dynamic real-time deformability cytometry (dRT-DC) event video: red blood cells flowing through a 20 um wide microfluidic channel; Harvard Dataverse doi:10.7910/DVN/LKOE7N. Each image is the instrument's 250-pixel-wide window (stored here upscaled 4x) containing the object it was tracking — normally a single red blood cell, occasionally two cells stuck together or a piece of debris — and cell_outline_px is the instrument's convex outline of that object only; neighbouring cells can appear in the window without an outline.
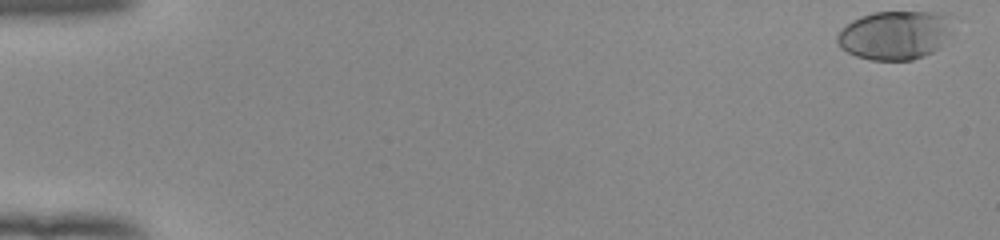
{"species": "human", "species_latin": "Homo sapiens", "temperature_condition": "room temperature", "stored_images_in_passage": 53, "camera_frame_rate_fps": 3000, "um_per_image_px": 0.085, "donor": {"sex": "female"}, "frame": {"image": 1, "passage_image": 1, "time_ms": 0.0, "image_size_px": [1000, 240], "cell_outline_px": [[948, 36], [932, 52], [924, 56], [912, 60], [868, 60], [856, 56], [840, 48], [836, 40], [836, 36], [840, 28], [852, 20], [860, 16], [872, 12], [928, 12], [944, 16]], "centroid_in_image_um": [75.89, 3.01], "position_along_channel_um": 9.1, "area_um2": 32.14}}
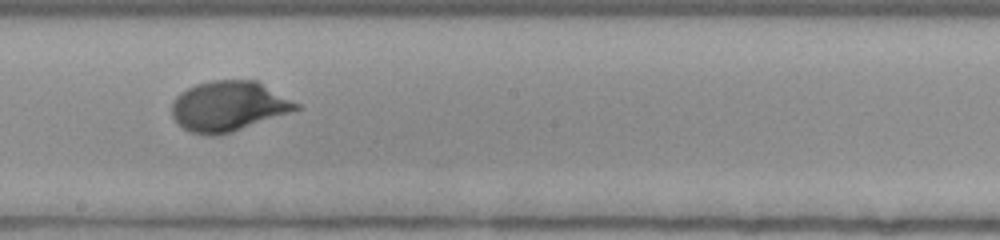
{"frame": {"image": 2, "passage_image": 31, "time_ms": 10.0, "image_size_px": [1000, 240], "cell_outline_px": [[300, 108], [232, 132], [216, 136], [208, 136], [192, 132], [184, 128], [172, 116], [172, 100], [180, 92], [196, 84], [212, 80], [256, 80], [300, 104]], "centroid_in_image_um": [19.39, 9.02], "position_along_channel_um": 228.8, "area_um2": 36.01}}
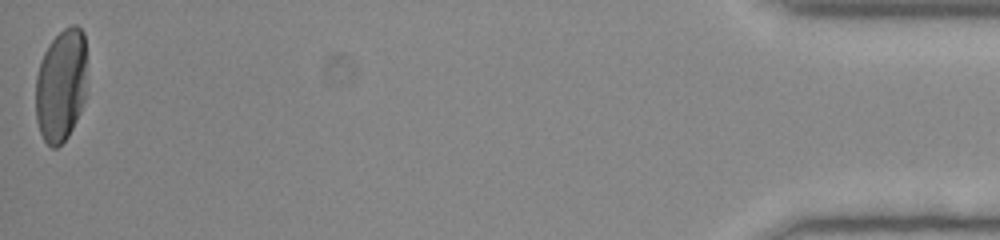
{"frame": {"image": 3, "passage_image": 53, "time_ms": 17.333, "image_size_px": [1000, 240], "cell_outline_px": [[84, 100], [80, 112], [68, 136], [56, 148], [52, 148], [44, 140], [40, 132], [36, 120], [36, 76], [40, 60], [48, 44], [64, 28], [72, 24], [76, 24], [84, 32]], "centroid_in_image_um": [5.15, 7.25], "position_along_channel_um": 430.0, "area_um2": 33.35}, "authors_computed_cell_mechanics": {"area_um2": 33.8708, "velocity_mm_per_s": 3.9235, "shape_relaxation_time_tau1_ms": 2.6515, "shape_relaxation_time_tau2_ms": null, "deformation_change_tau1": 0.17, "deformation_change_tau2": null}}